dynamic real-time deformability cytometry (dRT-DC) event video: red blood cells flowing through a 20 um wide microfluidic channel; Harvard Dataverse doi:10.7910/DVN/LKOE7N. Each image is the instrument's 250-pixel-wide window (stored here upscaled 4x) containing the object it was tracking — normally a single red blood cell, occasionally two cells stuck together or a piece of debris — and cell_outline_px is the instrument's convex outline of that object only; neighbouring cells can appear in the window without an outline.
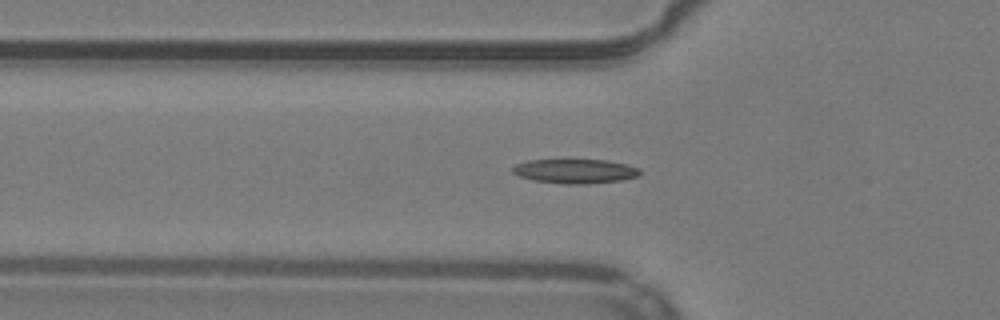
{"species": "common noctule bat (a hibernating species)", "species_latin": "Nyctalus noctula", "temperature_condition": "warm", "stored_images_in_passage": 36, "camera_frame_rate_fps": 3000, "um_per_image_px": 0.085, "animal": {"sex": "male", "body_mass_g": 19.2, "forearm_length_mm": 51.8}, "frame": {"image": 1, "passage_image": 7, "time_ms": 2.0, "image_size_px": [1000, 320], "cell_outline_px": [[640, 176], [620, 180], [588, 184], [564, 184], [532, 180], [520, 176], [512, 172], [512, 168], [516, 164], [528, 160], [608, 160], [628, 164], [640, 168]], "centroid_in_image_um": [48.91, 14.55], "position_along_channel_um": 76.9, "area_um2": 18.15}}
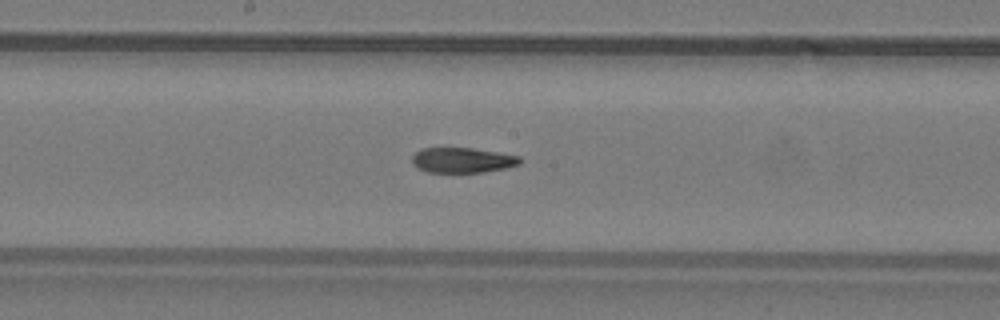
{"frame": {"image": 2, "passage_image": 17, "time_ms": 5.333, "image_size_px": [1000, 320], "cell_outline_px": [[520, 164], [504, 168], [484, 172], [428, 172], [416, 168], [412, 164], [412, 156], [420, 148], [472, 148], [520, 156]], "centroid_in_image_um": [39.26, 13.61], "position_along_channel_um": 208.9, "area_um2": 15.78}}
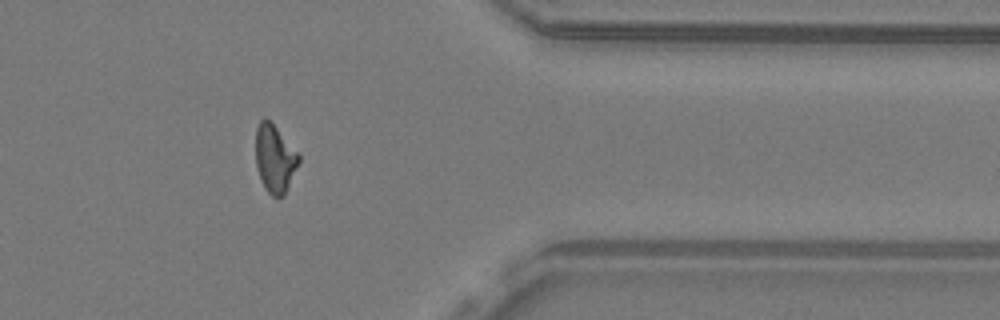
{"frame": {"image": 3, "passage_image": 32, "time_ms": 10.333, "image_size_px": [1000, 320], "cell_outline_px": [[300, 160], [284, 196], [272, 196], [264, 188], [260, 180], [256, 168], [256, 128], [260, 120], [264, 116], [300, 152]], "centroid_in_image_um": [23.36, 13.48], "position_along_channel_um": 388.0, "area_um2": 17.17}, "authors_computed_cell_mechanics": {"area_um2": 17.1666, "velocity_mm_per_s": 3.9223, "shape_relaxation_time_tau1_ms": 8.4213, "shape_relaxation_time_tau2_ms": 3.4129, "deformation_change_tau1": 0.2283, "deformation_change_tau2": 0.0997}}